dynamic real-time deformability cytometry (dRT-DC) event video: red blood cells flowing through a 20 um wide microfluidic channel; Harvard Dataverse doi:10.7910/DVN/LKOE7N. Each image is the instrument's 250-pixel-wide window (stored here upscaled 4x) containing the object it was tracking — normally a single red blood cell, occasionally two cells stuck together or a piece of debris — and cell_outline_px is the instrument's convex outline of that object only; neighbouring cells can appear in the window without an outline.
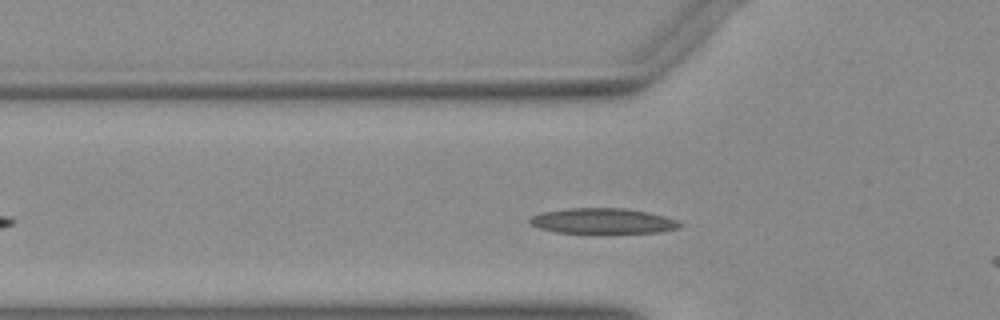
{"species": "Egyptian fruit bat (a non-hibernating species)", "species_latin": "Rousettus aegyptiacus", "temperature_condition": "warm", "stored_images_in_passage": 34, "camera_frame_rate_fps": 3000, "um_per_image_px": 0.085, "animal": {"sex": "female"}, "frame": {"image": 1, "passage_image": 10, "time_ms": 3.0, "image_size_px": [1000, 320], "cell_outline_px": [[684, 224], [680, 228], [660, 232], [556, 232], [540, 228], [532, 224], [528, 220], [532, 216], [540, 212], [568, 208], [624, 208], [648, 212], [664, 216], [676, 220]], "centroid_in_image_um": [51.26, 18.77], "position_along_channel_um": 74.5, "area_um2": 21.96}}
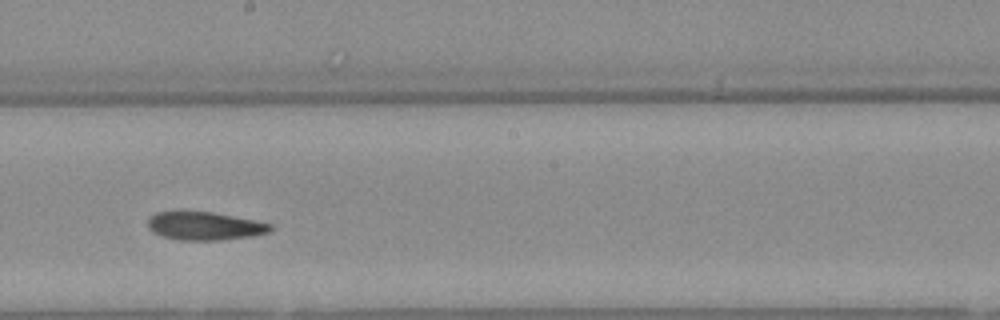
{"frame": {"image": 2, "passage_image": 22, "time_ms": 7.0, "image_size_px": [1000, 320], "cell_outline_px": [[272, 228], [268, 232], [252, 236], [220, 240], [180, 240], [160, 236], [152, 232], [148, 228], [148, 220], [156, 212], [212, 212], [256, 220], [272, 224]], "centroid_in_image_um": [17.39, 19.22], "position_along_channel_um": 230.8, "area_um2": 20.06}}
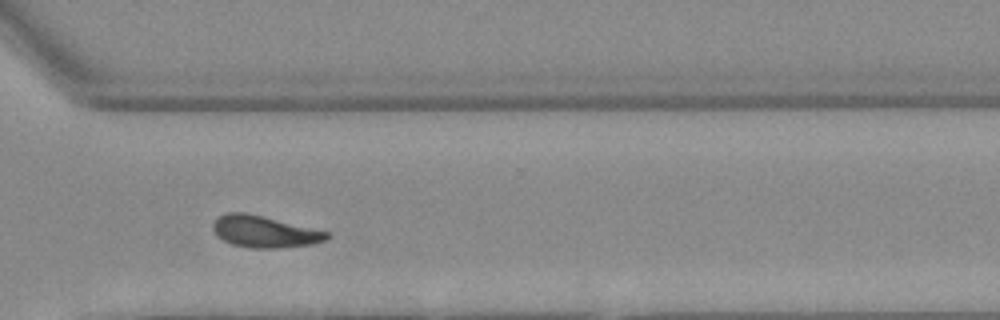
{"frame": {"image": 3, "passage_image": 31, "time_ms": 10.0, "image_size_px": [1000, 320], "cell_outline_px": [[332, 236], [324, 240], [312, 244], [280, 248], [248, 248], [232, 244], [216, 236], [212, 228], [212, 224], [220, 216], [228, 212], [244, 212], [328, 232]], "centroid_in_image_um": [22.45, 19.7], "position_along_channel_um": 348.2, "area_um2": 20.75}}